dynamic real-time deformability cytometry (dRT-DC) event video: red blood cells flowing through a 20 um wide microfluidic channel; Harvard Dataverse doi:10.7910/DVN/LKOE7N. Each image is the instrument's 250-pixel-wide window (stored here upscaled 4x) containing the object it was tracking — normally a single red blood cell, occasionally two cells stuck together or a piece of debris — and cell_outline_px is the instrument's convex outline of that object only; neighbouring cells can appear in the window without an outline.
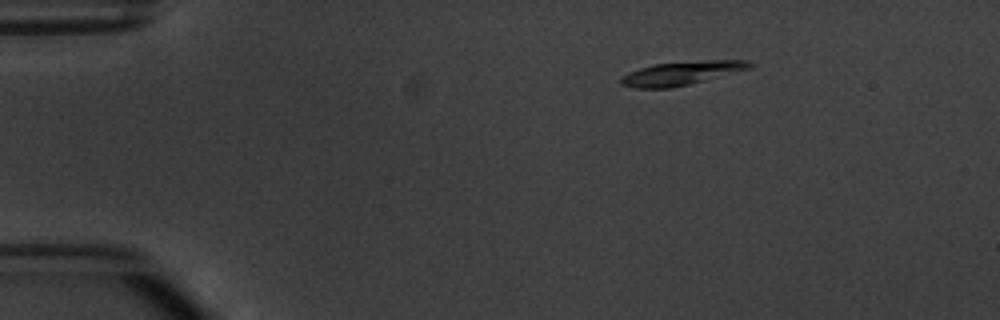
{"species": "common noctule bat (a hibernating species)", "species_latin": "Nyctalus noctula", "temperature_condition": "warm", "stored_images_in_passage": 3, "camera_frame_rate_fps": 3000, "um_per_image_px": 0.085, "animal": {"sex": "male", "body_mass_g": 20.1, "forearm_length_mm": 53.5}, "frame": {"image": 1, "passage_image": 1, "time_ms": 0.0, "image_size_px": [1000, 320], "cell_outline_px": [[756, 64], [752, 68], [672, 88], [632, 88], [620, 84], [620, 80], [628, 72], [640, 68], [656, 64], [708, 60], [748, 60]], "centroid_in_image_um": [57.96, 6.22], "position_along_channel_um": 27.0, "area_um2": 17.57}}